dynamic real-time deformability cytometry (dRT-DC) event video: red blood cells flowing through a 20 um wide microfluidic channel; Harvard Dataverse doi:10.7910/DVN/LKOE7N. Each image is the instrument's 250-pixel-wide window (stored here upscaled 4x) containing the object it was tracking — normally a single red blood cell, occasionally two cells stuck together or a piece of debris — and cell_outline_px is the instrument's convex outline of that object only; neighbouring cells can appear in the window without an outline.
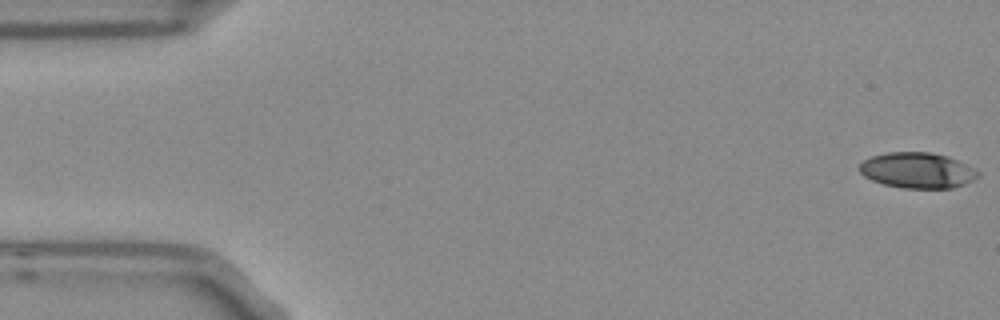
{"species": "Egyptian fruit bat (a non-hibernating species)", "species_latin": "Rousettus aegyptiacus", "temperature_condition": "room temperature", "stored_images_in_passage": 4, "camera_frame_rate_fps": 3000, "um_per_image_px": 0.085, "frame": {"image": 1, "passage_image": 1, "time_ms": 0.0, "image_size_px": [1000, 320], "cell_outline_px": [[980, 176], [964, 184], [952, 188], [904, 188], [884, 184], [872, 180], [864, 176], [860, 172], [860, 164], [864, 160], [872, 156], [888, 152], [928, 152], [948, 156], [976, 168], [980, 172]], "centroid_in_image_um": [78.01, 14.48], "position_along_channel_um": 7.0, "area_um2": 24.62}}